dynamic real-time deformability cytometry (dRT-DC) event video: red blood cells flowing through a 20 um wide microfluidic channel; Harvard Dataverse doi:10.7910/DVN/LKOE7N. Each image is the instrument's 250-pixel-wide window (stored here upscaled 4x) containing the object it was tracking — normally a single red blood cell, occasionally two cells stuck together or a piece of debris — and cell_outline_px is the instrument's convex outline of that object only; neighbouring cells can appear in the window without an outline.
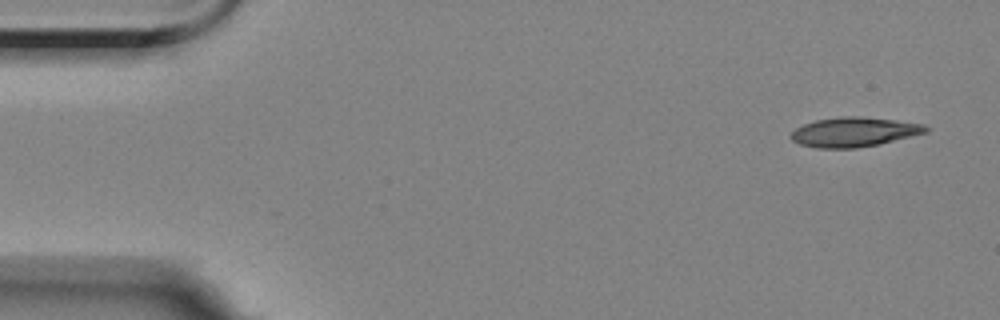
{"species": "Egyptian fruit bat (a non-hibernating species)", "species_latin": "Rousettus aegyptiacus", "temperature_condition": "room temperature", "stored_images_in_passage": 4, "camera_frame_rate_fps": 3000, "um_per_image_px": 0.085, "animal": {"sex": "female"}, "frame": {"image": 1, "passage_image": 1, "time_ms": 0.0, "image_size_px": [1000, 320], "cell_outline_px": [[928, 132], [880, 144], [856, 148], [816, 148], [800, 144], [792, 140], [788, 136], [796, 128], [804, 124], [816, 120], [844, 116], [860, 116], [924, 124], [928, 128]], "centroid_in_image_um": [72.58, 11.23], "position_along_channel_um": 12.4, "area_um2": 23.12}}